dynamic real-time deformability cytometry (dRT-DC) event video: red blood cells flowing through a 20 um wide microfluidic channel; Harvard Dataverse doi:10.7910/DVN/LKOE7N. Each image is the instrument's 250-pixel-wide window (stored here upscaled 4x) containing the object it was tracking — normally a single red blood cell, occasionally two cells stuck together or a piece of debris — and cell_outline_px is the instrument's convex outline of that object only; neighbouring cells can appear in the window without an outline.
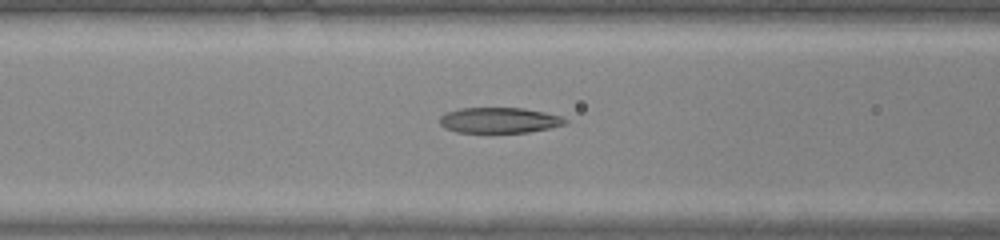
{"species": "common noctule bat (a hibernating species)", "species_latin": "Nyctalus noctula", "temperature_condition": "warm", "stored_images_in_passage": 40, "camera_frame_rate_fps": 3000, "um_per_image_px": 0.085, "animal": {"sex": "male", "body_mass_g": 20.0, "forearm_length_mm": 53.3}, "frame": {"image": 1, "passage_image": 12, "time_ms": 3.667, "image_size_px": [1000, 240], "cell_outline_px": [[568, 124], [528, 132], [456, 132], [444, 128], [440, 124], [440, 116], [448, 112], [460, 108], [524, 108], [544, 112], [560, 116], [568, 120]], "centroid_in_image_um": [42.45, 10.22], "position_along_channel_um": 124.2, "area_um2": 18.61}}
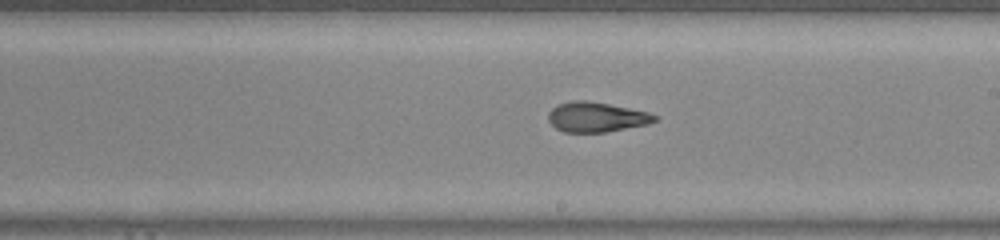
{"frame": {"image": 2, "passage_image": 20, "time_ms": 6.333, "image_size_px": [1000, 240], "cell_outline_px": [[660, 116], [656, 120], [648, 124], [604, 132], [564, 132], [556, 128], [548, 120], [548, 112], [556, 104], [572, 100], [584, 100], [608, 104], [648, 112]], "centroid_in_image_um": [50.67, 9.94], "position_along_channel_um": 238.3, "area_um2": 18.5}}
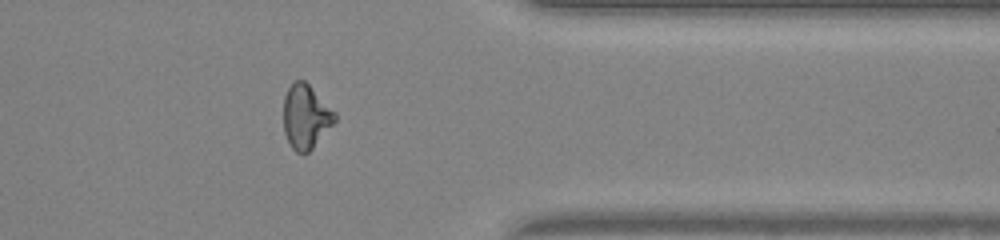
{"frame": {"image": 3, "passage_image": 31, "time_ms": 10.0, "image_size_px": [1000, 240], "cell_outline_px": [[336, 120], [312, 148], [308, 152], [296, 152], [292, 148], [284, 132], [284, 96], [288, 88], [296, 80], [304, 80], [336, 112]], "centroid_in_image_um": [25.99, 9.9], "position_along_channel_um": 385.4, "area_um2": 18.84}, "authors_computed_cell_mechanics": {"area_um2": 19.3341, "velocity_mm_per_s": 4.2962, "shape_relaxation_time_tau1_ms": null, "shape_relaxation_time_tau2_ms": 1.7385, "deformation_change_tau1": null, "deformation_change_tau2": 0.0974}}